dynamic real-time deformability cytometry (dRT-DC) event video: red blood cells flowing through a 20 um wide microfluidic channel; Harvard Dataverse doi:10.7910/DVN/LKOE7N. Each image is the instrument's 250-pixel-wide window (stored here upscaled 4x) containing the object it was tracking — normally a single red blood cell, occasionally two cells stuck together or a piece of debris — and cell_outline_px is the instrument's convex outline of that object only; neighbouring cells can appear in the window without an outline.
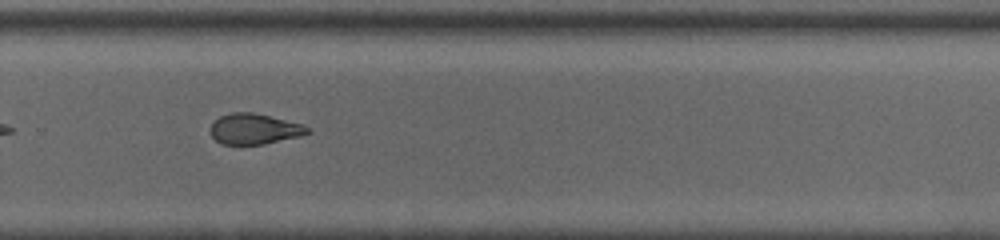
{"species": "common noctule bat (a hibernating species)", "species_latin": "Nyctalus noctula", "temperature_condition": "room temperature", "stored_images_in_passage": 51, "camera_frame_rate_fps": 3000, "um_per_image_px": 0.085, "animal": {"sex": "male", "body_mass_g": 13.0, "forearm_length_mm": 53.1}, "frame": {"image": 1, "passage_image": 37, "time_ms": 12.0, "image_size_px": [1000, 240], "cell_outline_px": [[312, 132], [300, 136], [264, 144], [220, 144], [212, 136], [212, 124], [220, 116], [232, 112], [252, 112], [304, 124]], "centroid_in_image_um": [21.65, 10.96], "position_along_channel_um": 308.1, "area_um2": 17.17}, "authors_computed_cell_mechanics": {"area_um2": 20.519, "velocity_mm_per_s": 4.0642, "shape_relaxation_time_tau1_ms": null, "shape_relaxation_time_tau2_ms": 2.1511, "deformation_change_tau1": null, "deformation_change_tau2": 0.057}}